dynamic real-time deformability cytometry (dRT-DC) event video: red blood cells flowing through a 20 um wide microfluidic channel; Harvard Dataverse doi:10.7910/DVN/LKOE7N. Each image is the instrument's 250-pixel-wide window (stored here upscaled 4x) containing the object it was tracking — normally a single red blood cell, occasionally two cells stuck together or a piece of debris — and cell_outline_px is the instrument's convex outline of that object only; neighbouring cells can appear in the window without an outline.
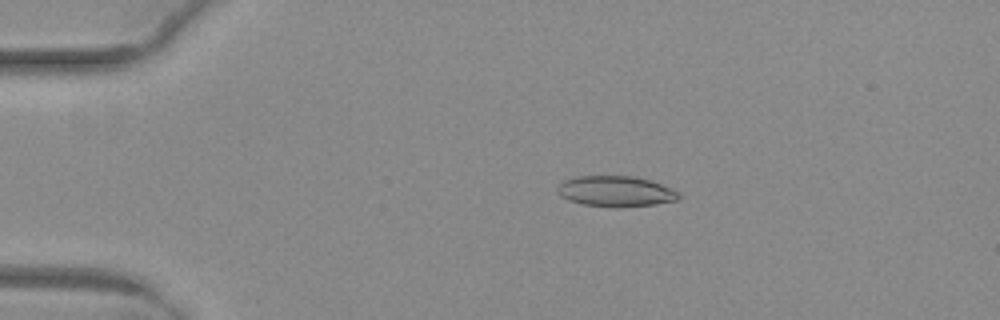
{"species": "common noctule bat (a hibernating species)", "species_latin": "Nyctalus noctula", "temperature_condition": "warm", "stored_images_in_passage": 24, "camera_frame_rate_fps": 3000, "um_per_image_px": 0.085, "animal": {"sex": "female", "body_mass_g": 29.2, "forearm_length_mm": 56.3}, "frame": {"image": 1, "passage_image": 5, "time_ms": 1.333, "image_size_px": [1000, 320], "cell_outline_px": [[680, 196], [676, 200], [656, 204], [620, 208], [616, 208], [584, 204], [568, 200], [560, 196], [556, 192], [556, 188], [564, 180], [576, 176], [632, 176], [648, 180], [672, 188]], "centroid_in_image_um": [52.29, 16.27], "position_along_channel_um": 32.7, "area_um2": 21.68}}
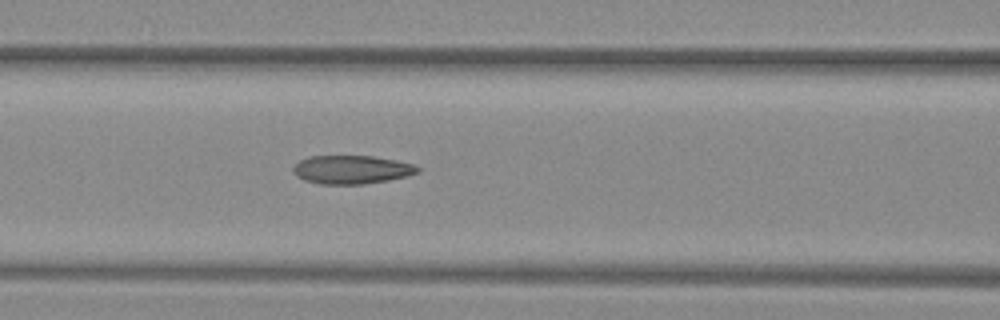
{"frame": {"image": 2, "passage_image": 17, "time_ms": 5.333, "image_size_px": [1000, 320], "cell_outline_px": [[420, 172], [408, 176], [388, 180], [364, 184], [320, 184], [304, 180], [296, 176], [292, 172], [292, 168], [300, 160], [308, 156], [372, 156], [396, 160], [412, 164], [420, 168]], "centroid_in_image_um": [29.88, 14.42], "position_along_channel_um": 136.7, "area_um2": 20.75}}
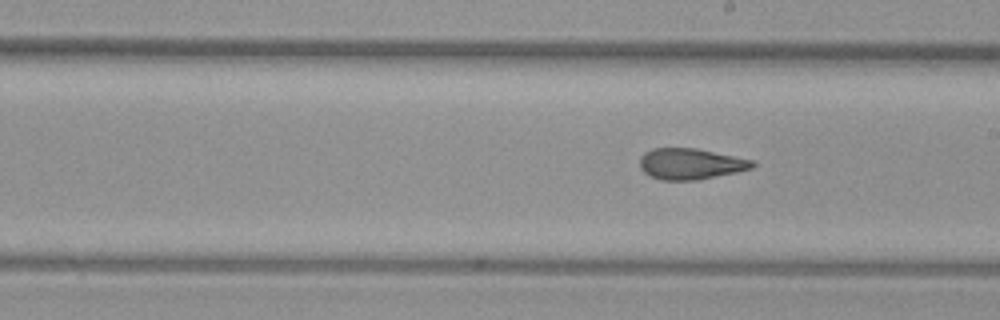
{"frame": {"image": 3, "passage_image": 24, "time_ms": 7.667, "image_size_px": [1000, 320], "cell_outline_px": [[756, 164], [752, 168], [736, 172], [696, 180], [660, 180], [648, 176], [640, 168], [640, 156], [644, 152], [652, 148], [696, 148], [752, 160]], "centroid_in_image_um": [58.64, 13.93], "position_along_channel_um": 230.4, "area_um2": 20.35}}